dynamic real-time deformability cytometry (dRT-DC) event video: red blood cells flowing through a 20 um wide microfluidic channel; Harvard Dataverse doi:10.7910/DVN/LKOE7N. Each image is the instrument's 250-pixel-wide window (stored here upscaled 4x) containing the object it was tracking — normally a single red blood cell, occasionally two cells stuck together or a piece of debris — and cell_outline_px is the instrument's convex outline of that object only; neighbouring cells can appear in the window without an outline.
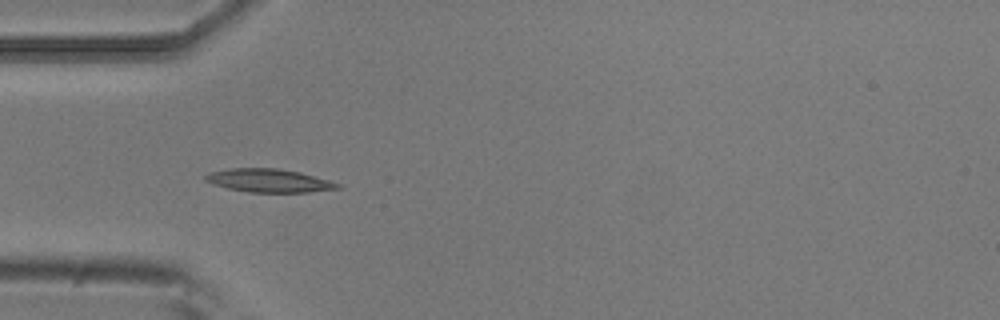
{"species": "common noctule bat (a hibernating species)", "species_latin": "Nyctalus noctula", "temperature_condition": "room temperature", "stored_images_in_passage": 6, "camera_frame_rate_fps": 3000, "um_per_image_px": 0.085, "animal": {"sex": "male", "body_mass_g": 20.5, "forearm_length_mm": 52.5}, "frame": {"image": 1, "passage_image": 2, "time_ms": 0.333, "image_size_px": [1000, 320], "cell_outline_px": [[344, 188], [308, 192], [248, 192], [228, 188], [212, 184], [204, 180], [204, 176], [208, 172], [232, 168], [276, 168], [300, 172], [328, 180], [340, 184]], "centroid_in_image_um": [22.85, 15.35], "position_along_channel_um": 62.2, "area_um2": 17.98}}
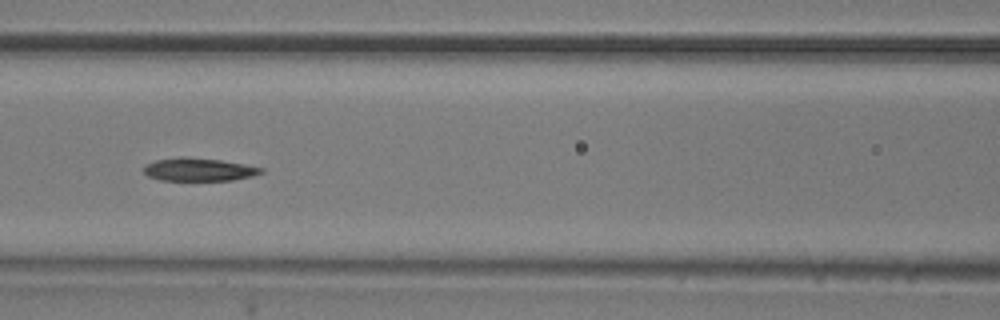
{"frame": {"image": 2, "passage_image": 4, "time_ms": 1.0, "image_size_px": [1000, 320], "cell_outline_px": [[264, 172], [252, 176], [232, 180], [160, 180], [148, 176], [144, 172], [144, 168], [148, 164], [156, 160], [180, 156], [184, 156], [220, 160], [244, 164], [264, 168]], "centroid_in_image_um": [16.92, 14.4], "position_along_channel_um": 149.7, "area_um2": 15.66}}
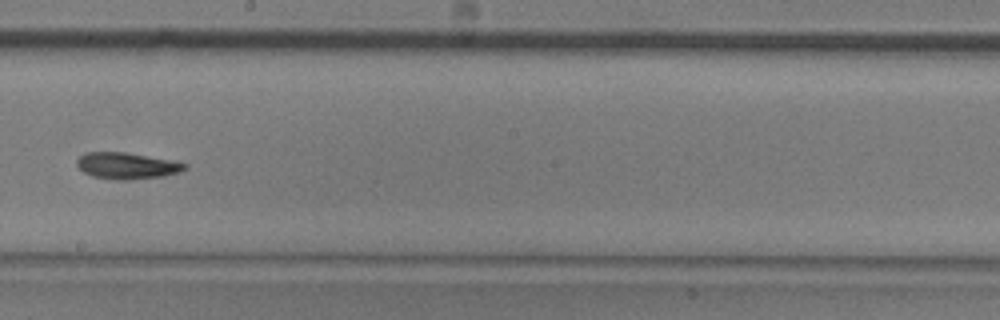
{"frame": {"image": 3, "passage_image": 6, "time_ms": 1.667, "image_size_px": [1000, 320], "cell_outline_px": [[188, 168], [180, 172], [164, 176], [132, 180], [116, 180], [92, 176], [84, 172], [76, 164], [76, 160], [84, 152], [124, 152], [168, 160], [188, 164]], "centroid_in_image_um": [10.77, 14.1], "position_along_channel_um": 237.4, "area_um2": 16.59}}